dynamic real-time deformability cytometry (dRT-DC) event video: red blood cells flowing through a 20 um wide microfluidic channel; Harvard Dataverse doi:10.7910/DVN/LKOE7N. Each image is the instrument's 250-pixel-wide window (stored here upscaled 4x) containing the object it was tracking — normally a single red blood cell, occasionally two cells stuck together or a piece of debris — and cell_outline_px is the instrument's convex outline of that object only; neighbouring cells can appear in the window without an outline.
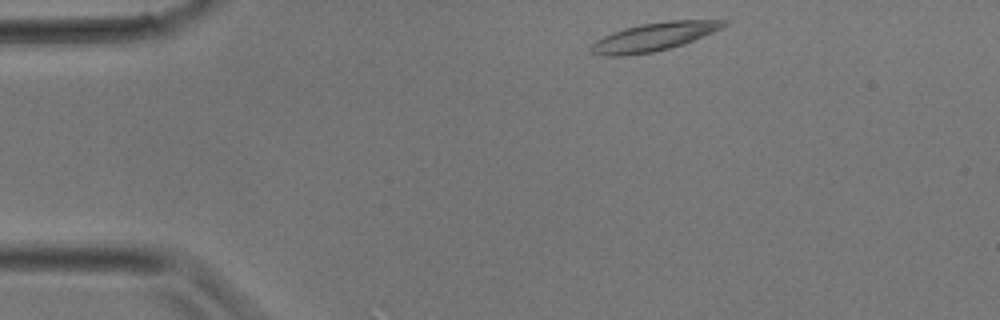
{"species": "common noctule bat (a hibernating species)", "species_latin": "Nyctalus noctula", "temperature_condition": "room temperature", "stored_images_in_passage": 12, "camera_frame_rate_fps": 3000, "um_per_image_px": 0.085, "animal": {"sex": "male", "body_mass_g": 17.9}, "frame": {"image": 1, "passage_image": 1, "time_ms": 0.0, "image_size_px": [1000, 320], "cell_outline_px": [[732, 20], [728, 24], [712, 32], [684, 44], [652, 52], [624, 56], [600, 56], [588, 52], [588, 48], [596, 40], [612, 32], [624, 28], [640, 24], [668, 20]], "centroid_in_image_um": [55.52, 3.13], "position_along_channel_um": 29.5, "area_um2": 21.96}}
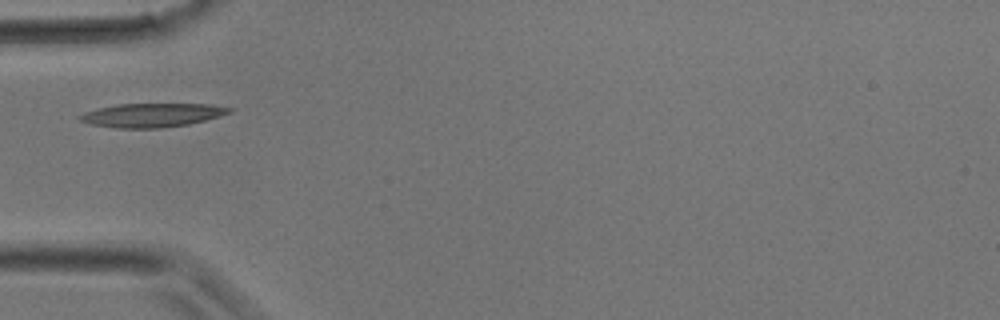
{"frame": {"image": 2, "passage_image": 6, "time_ms": 1.667, "image_size_px": [1000, 320], "cell_outline_px": [[232, 112], [220, 116], [188, 124], [160, 128], [112, 128], [92, 124], [76, 120], [76, 116], [84, 112], [100, 108], [120, 104], [208, 104], [232, 108]], "centroid_in_image_um": [12.87, 9.79], "position_along_channel_um": 72.1, "area_um2": 20.69}}
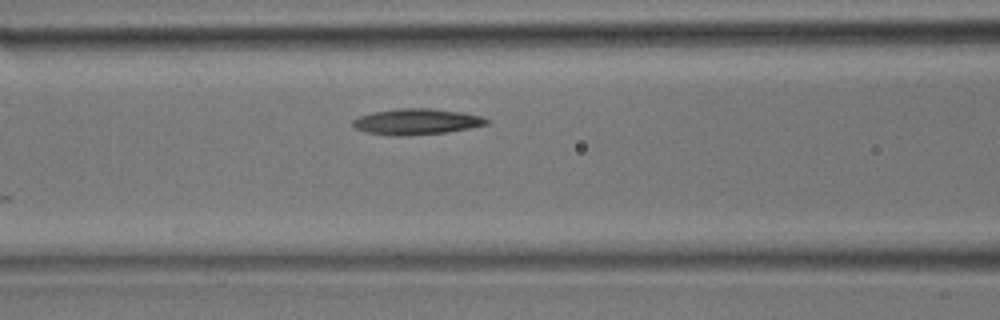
{"frame": {"image": 3, "passage_image": 9, "time_ms": 2.667, "image_size_px": [1000, 320], "cell_outline_px": [[492, 120], [488, 124], [448, 132], [408, 136], [392, 136], [364, 132], [356, 128], [352, 124], [352, 120], [360, 116], [372, 112], [396, 108], [428, 108], [464, 112], [484, 116]], "centroid_in_image_um": [35.43, 10.34], "position_along_channel_um": 131.2, "area_um2": 20.58}}